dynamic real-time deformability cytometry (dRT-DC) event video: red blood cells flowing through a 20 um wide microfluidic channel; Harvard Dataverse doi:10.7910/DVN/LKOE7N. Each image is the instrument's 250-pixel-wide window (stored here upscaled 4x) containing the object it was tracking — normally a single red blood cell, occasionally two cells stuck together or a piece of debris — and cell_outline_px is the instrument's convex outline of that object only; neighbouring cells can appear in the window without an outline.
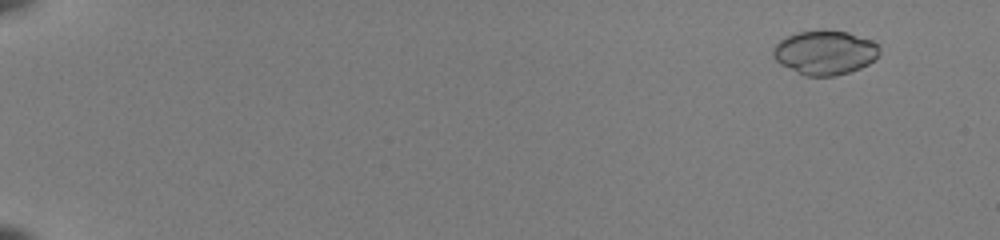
{"species": "common noctule bat (a hibernating species)", "species_latin": "Nyctalus noctula", "temperature_condition": "room temperature", "stored_images_in_passage": 28, "camera_frame_rate_fps": 3000, "um_per_image_px": 0.085, "animal": {"sex": "female", "body_mass_g": 22.0, "forearm_length_mm": 56.7}, "frame": {"image": 1, "passage_image": 5, "time_ms": 1.333, "image_size_px": [1000, 240], "cell_outline_px": [[880, 56], [868, 64], [860, 68], [848, 72], [832, 76], [808, 76], [780, 64], [772, 56], [772, 48], [784, 36], [796, 32], [848, 32], [872, 40], [880, 44]], "centroid_in_image_um": [70.14, 4.47], "position_along_channel_um": 14.9, "area_um2": 27.17}}
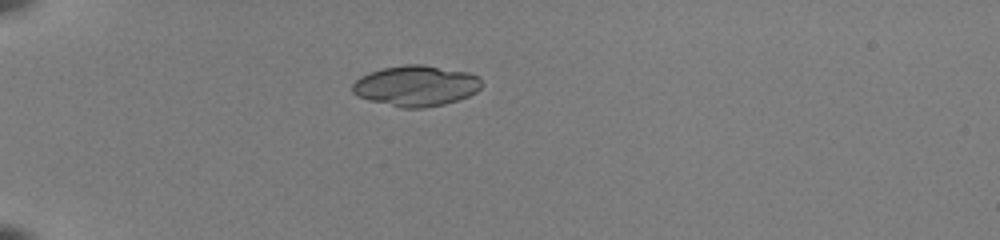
{"frame": {"image": 2, "passage_image": 18, "time_ms": 5.667, "image_size_px": [1000, 240], "cell_outline_px": [[484, 84], [476, 92], [468, 96], [444, 104], [424, 108], [400, 108], [368, 100], [356, 96], [352, 92], [352, 84], [360, 76], [368, 72], [384, 68], [404, 64], [424, 64], [468, 72], [480, 76]], "centroid_in_image_um": [35.36, 7.29], "position_along_channel_um": 49.6, "area_um2": 31.04}}